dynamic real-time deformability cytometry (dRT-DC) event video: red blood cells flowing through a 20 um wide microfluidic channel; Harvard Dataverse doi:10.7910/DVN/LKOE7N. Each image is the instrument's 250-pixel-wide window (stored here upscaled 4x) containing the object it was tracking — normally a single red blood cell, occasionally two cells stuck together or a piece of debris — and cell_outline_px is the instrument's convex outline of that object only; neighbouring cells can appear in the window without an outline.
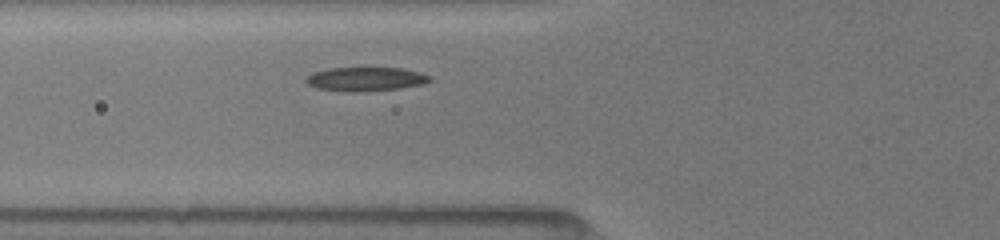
{"species": "common noctule bat (a hibernating species)", "species_latin": "Nyctalus noctula", "temperature_condition": "room temperature", "stored_images_in_passage": 3, "camera_frame_rate_fps": 3000, "um_per_image_px": 0.085, "animal": {"sex": "female", "body_mass_g": 19.5, "forearm_length_mm": 54.1}, "frame": {"image": 1, "passage_image": 3, "time_ms": 1.667, "image_size_px": [1000, 240], "cell_outline_px": [[432, 80], [424, 84], [400, 88], [360, 92], [352, 92], [316, 88], [308, 84], [304, 80], [312, 72], [328, 68], [404, 68], [420, 72], [432, 76]], "centroid_in_image_um": [31.1, 6.72], "position_along_channel_um": 94.7, "area_um2": 17.4}}